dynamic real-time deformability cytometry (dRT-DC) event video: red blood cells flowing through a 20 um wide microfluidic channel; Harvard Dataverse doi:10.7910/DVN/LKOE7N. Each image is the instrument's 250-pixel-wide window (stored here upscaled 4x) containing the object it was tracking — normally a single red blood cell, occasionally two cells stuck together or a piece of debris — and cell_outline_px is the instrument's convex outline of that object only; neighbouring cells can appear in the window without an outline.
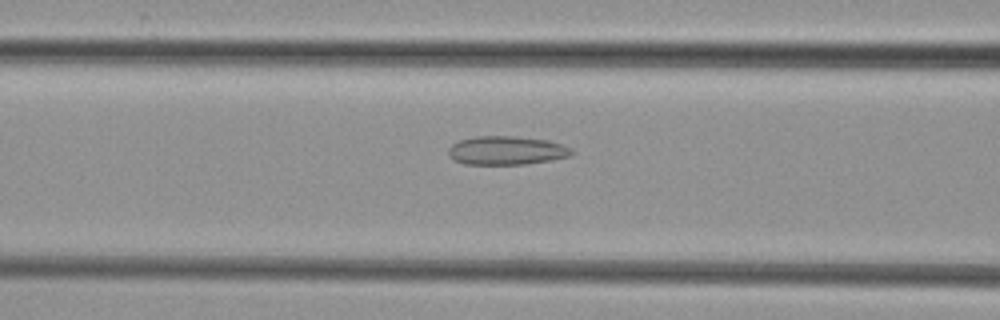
{"species": "common noctule bat (a hibernating species)", "species_latin": "Nyctalus noctula", "temperature_condition": "cold", "stored_images_in_passage": 7, "camera_frame_rate_fps": 3000, "um_per_image_px": 0.085, "animal": {"sex": "female", "body_mass_g": 29.2, "forearm_length_mm": 56.3}, "frame": {"image": 1, "passage_image": 7, "time_ms": 7.667, "image_size_px": [1000, 320], "cell_outline_px": [[572, 152], [568, 156], [552, 160], [524, 164], [464, 164], [452, 160], [448, 156], [448, 148], [452, 144], [460, 140], [476, 136], [516, 136], [548, 140], [572, 148]], "centroid_in_image_um": [43.0, 12.79], "position_along_channel_um": 123.6, "area_um2": 20.63}}